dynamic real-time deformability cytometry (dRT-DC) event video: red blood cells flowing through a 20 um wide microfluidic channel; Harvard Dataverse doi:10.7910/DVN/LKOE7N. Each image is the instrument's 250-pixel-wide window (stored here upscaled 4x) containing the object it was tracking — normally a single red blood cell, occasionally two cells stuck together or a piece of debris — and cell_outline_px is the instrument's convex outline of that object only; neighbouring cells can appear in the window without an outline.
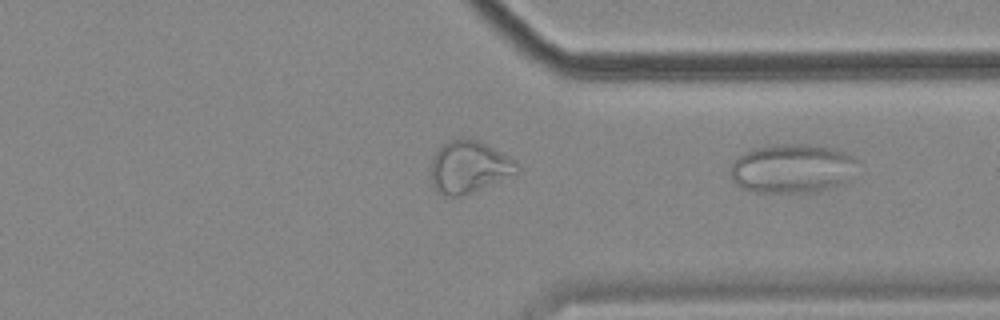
{"species": "common noctule bat (a hibernating species)", "species_latin": "Nyctalus noctula", "temperature_condition": "cold", "stored_images_in_passage": 29, "camera_frame_rate_fps": 3000, "um_per_image_px": 0.085, "animal": {"sex": "female", "body_mass_g": 18.4}, "frame": {"image": 1, "passage_image": 29, "time_ms": 9.333, "image_size_px": [1000, 320], "cell_outline_px": [[856, 160], [848, 180], [840, 184], [828, 188], [808, 192], [756, 192], [740, 188], [732, 180], [732, 164], [736, 156], [752, 148], [776, 144], [808, 144], [836, 148], [848, 152]], "centroid_in_image_um": [67.29, 14.3], "position_along_channel_um": 344.1, "area_um2": 36.3}}